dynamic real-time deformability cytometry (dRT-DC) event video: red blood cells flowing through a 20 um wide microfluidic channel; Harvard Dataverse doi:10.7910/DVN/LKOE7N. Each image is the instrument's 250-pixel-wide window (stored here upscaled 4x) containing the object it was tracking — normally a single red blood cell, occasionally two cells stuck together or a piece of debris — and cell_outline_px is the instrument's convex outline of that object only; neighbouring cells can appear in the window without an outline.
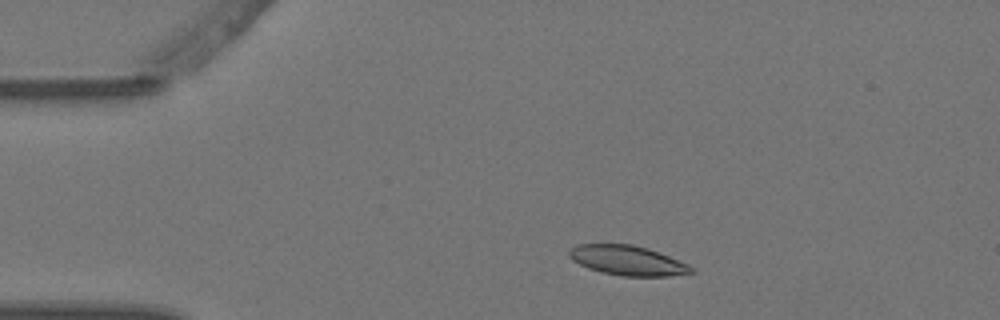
{"species": "Egyptian fruit bat (a non-hibernating species)", "species_latin": "Rousettus aegyptiacus", "temperature_condition": "warm", "stored_images_in_passage": 4, "camera_frame_rate_fps": 3000, "um_per_image_px": 0.085, "animal": {"sex": "female"}, "frame": {"image": 1, "passage_image": 2, "time_ms": 0.333, "image_size_px": [1000, 320], "cell_outline_px": [[696, 272], [668, 276], [620, 276], [600, 272], [588, 268], [572, 260], [568, 256], [568, 252], [572, 248], [580, 244], [632, 244], [648, 248], [660, 252], [688, 264], [696, 268]], "centroid_in_image_um": [53.37, 22.14], "position_along_channel_um": 31.6, "area_um2": 21.33}}
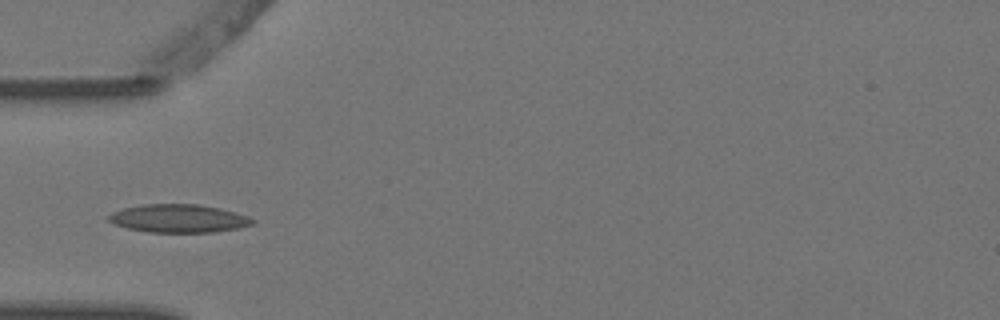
{"frame": {"image": 2, "passage_image": 4, "time_ms": 1.0, "image_size_px": [1000, 320], "cell_outline_px": [[256, 224], [240, 228], [212, 232], [148, 232], [128, 228], [112, 224], [108, 220], [108, 216], [112, 212], [124, 208], [140, 204], [196, 204], [220, 208], [236, 212], [248, 216], [256, 220]], "centroid_in_image_um": [15.21, 18.57], "position_along_channel_um": 69.8, "area_um2": 23.81}}